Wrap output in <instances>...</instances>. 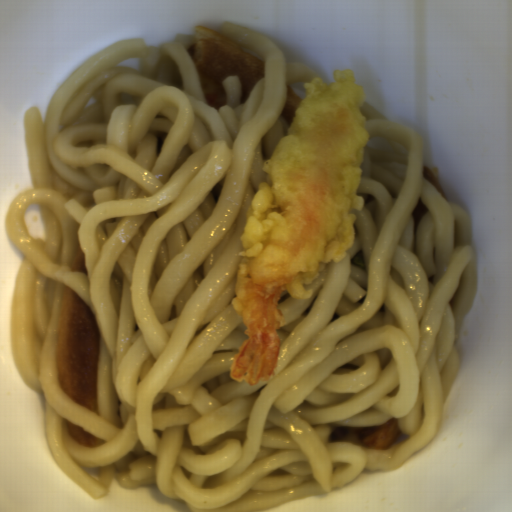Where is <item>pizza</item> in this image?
I'll return each mask as SVG.
<instances>
[{
    "instance_id": "1",
    "label": "pizza",
    "mask_w": 512,
    "mask_h": 512,
    "mask_svg": "<svg viewBox=\"0 0 512 512\" xmlns=\"http://www.w3.org/2000/svg\"><path fill=\"white\" fill-rule=\"evenodd\" d=\"M101 335L96 316L84 297L63 284L55 345L58 385L65 394L99 416Z\"/></svg>"
},
{
    "instance_id": "2",
    "label": "pizza",
    "mask_w": 512,
    "mask_h": 512,
    "mask_svg": "<svg viewBox=\"0 0 512 512\" xmlns=\"http://www.w3.org/2000/svg\"><path fill=\"white\" fill-rule=\"evenodd\" d=\"M192 31L195 44L187 50L196 64L206 104L217 110L226 104L222 80L228 75H239L243 84L240 103H245L254 85L265 76L264 57L206 25Z\"/></svg>"
},
{
    "instance_id": "3",
    "label": "pizza",
    "mask_w": 512,
    "mask_h": 512,
    "mask_svg": "<svg viewBox=\"0 0 512 512\" xmlns=\"http://www.w3.org/2000/svg\"><path fill=\"white\" fill-rule=\"evenodd\" d=\"M398 418L391 417L380 425L333 430L332 440L359 444L369 448L387 449L401 437Z\"/></svg>"
},
{
    "instance_id": "4",
    "label": "pizza",
    "mask_w": 512,
    "mask_h": 512,
    "mask_svg": "<svg viewBox=\"0 0 512 512\" xmlns=\"http://www.w3.org/2000/svg\"><path fill=\"white\" fill-rule=\"evenodd\" d=\"M66 429L71 437L86 447H97L107 441L89 433L66 418Z\"/></svg>"
},
{
    "instance_id": "5",
    "label": "pizza",
    "mask_w": 512,
    "mask_h": 512,
    "mask_svg": "<svg viewBox=\"0 0 512 512\" xmlns=\"http://www.w3.org/2000/svg\"><path fill=\"white\" fill-rule=\"evenodd\" d=\"M287 98L286 102L283 106V110L279 116H282L286 121L288 127L293 119L294 109L298 106V104L303 100L300 95L296 93L293 86L291 84H287Z\"/></svg>"
},
{
    "instance_id": "6",
    "label": "pizza",
    "mask_w": 512,
    "mask_h": 512,
    "mask_svg": "<svg viewBox=\"0 0 512 512\" xmlns=\"http://www.w3.org/2000/svg\"><path fill=\"white\" fill-rule=\"evenodd\" d=\"M71 271H82L89 277V268L86 266V253L80 248L76 250L70 264Z\"/></svg>"
},
{
    "instance_id": "7",
    "label": "pizza",
    "mask_w": 512,
    "mask_h": 512,
    "mask_svg": "<svg viewBox=\"0 0 512 512\" xmlns=\"http://www.w3.org/2000/svg\"><path fill=\"white\" fill-rule=\"evenodd\" d=\"M424 178L428 179L430 182H432L436 188L439 190V192L448 200L447 192L445 188L443 187L441 181L439 180L438 176L431 171L425 164H424Z\"/></svg>"
}]
</instances>
